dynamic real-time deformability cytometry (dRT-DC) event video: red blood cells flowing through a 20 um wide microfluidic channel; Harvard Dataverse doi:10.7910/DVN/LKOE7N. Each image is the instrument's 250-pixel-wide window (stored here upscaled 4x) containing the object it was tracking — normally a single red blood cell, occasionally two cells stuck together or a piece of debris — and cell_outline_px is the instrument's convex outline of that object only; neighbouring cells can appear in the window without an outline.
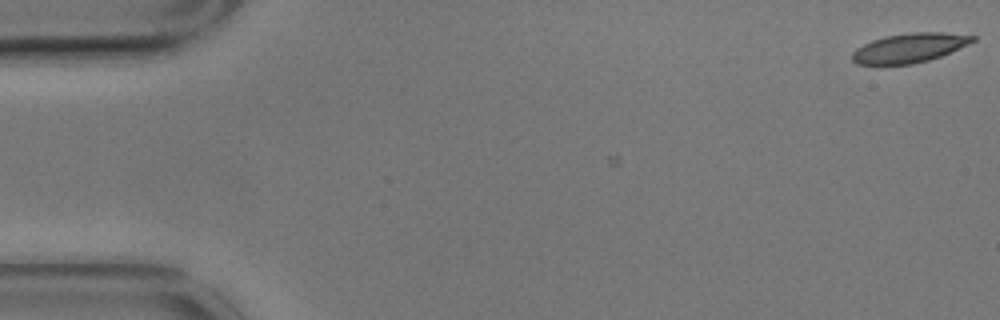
{"species": "common noctule bat (a hibernating species)", "species_latin": "Nyctalus noctula", "temperature_condition": "cold", "stored_images_in_passage": 4, "camera_frame_rate_fps": 3000, "um_per_image_px": 0.085, "animal": {"sex": "male", "body_mass_g": 17.9}, "frame": {"image": 1, "passage_image": 1, "time_ms": 0.0, "image_size_px": [1000, 320], "cell_outline_px": [[976, 40], [968, 44], [940, 56], [928, 60], [912, 64], [856, 64], [852, 60], [852, 52], [856, 48], [872, 40], [884, 36], [908, 32], [944, 32], [976, 36]], "centroid_in_image_um": [77.29, 4.06], "position_along_channel_um": 7.7, "area_um2": 20.52}}